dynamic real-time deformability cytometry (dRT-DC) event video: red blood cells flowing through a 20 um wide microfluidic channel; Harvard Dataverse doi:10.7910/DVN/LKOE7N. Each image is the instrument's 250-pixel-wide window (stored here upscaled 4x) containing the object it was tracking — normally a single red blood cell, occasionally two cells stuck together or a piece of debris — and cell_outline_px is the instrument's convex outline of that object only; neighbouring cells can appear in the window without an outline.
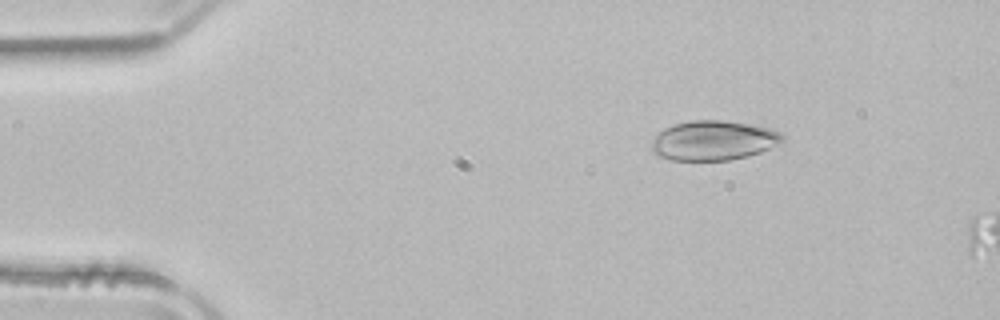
{"species": "common noctule bat (a hibernating species)", "species_latin": "Nyctalus noctula", "temperature_condition": "room temperature", "stored_images_in_passage": 5, "segment_of_instrument_passage": [1, 2], "camera_frame_rate_fps": 3000, "um_per_image_px": 0.085, "animal": {"sex": "male", "body_mass_g": 21.5, "forearm_length_mm": 52.0}, "frame": {"image": 1, "passage_image": 1, "time_ms": 0.0, "image_size_px": [1000, 320], "cell_outline_px": [[784, 140], [780, 144], [760, 152], [748, 156], [728, 160], [672, 160], [660, 156], [652, 152], [652, 140], [664, 128], [672, 124], [692, 120], [720, 120], [748, 124], [772, 128], [780, 132], [784, 136]], "centroid_in_image_um": [60.66, 11.94], "position_along_channel_um": 24.3, "area_um2": 30.29}}